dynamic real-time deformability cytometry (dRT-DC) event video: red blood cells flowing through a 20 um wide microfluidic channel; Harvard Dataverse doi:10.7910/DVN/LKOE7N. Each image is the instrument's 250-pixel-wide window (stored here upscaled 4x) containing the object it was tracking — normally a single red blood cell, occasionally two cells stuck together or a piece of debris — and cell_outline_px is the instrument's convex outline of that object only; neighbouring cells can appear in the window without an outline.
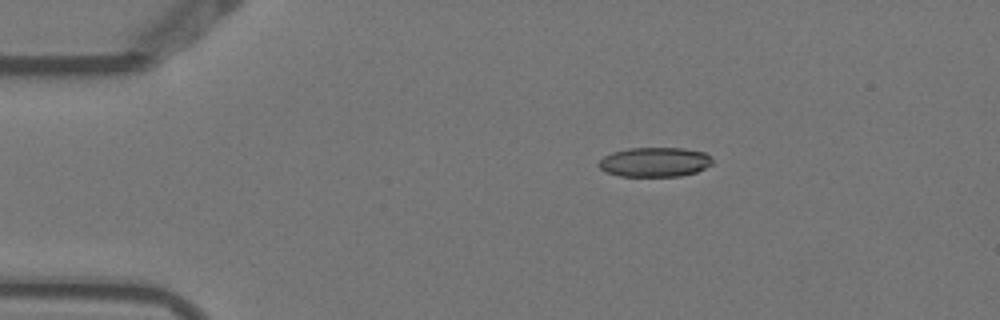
{"species": "Egyptian fruit bat (a non-hibernating species)", "species_latin": "Rousettus aegyptiacus", "temperature_condition": "warm", "stored_images_in_passage": 4, "camera_frame_rate_fps": 3000, "um_per_image_px": 0.085, "animal": {"sex": "female"}, "frame": {"image": 1, "passage_image": 1, "time_ms": 0.0, "image_size_px": [1000, 320], "cell_outline_px": [[712, 164], [696, 172], [680, 176], [620, 176], [604, 172], [596, 164], [604, 156], [612, 152], [628, 148], [684, 148], [704, 152], [712, 160]], "centroid_in_image_um": [55.61, 13.77], "position_along_channel_um": 29.4, "area_um2": 19.59}}
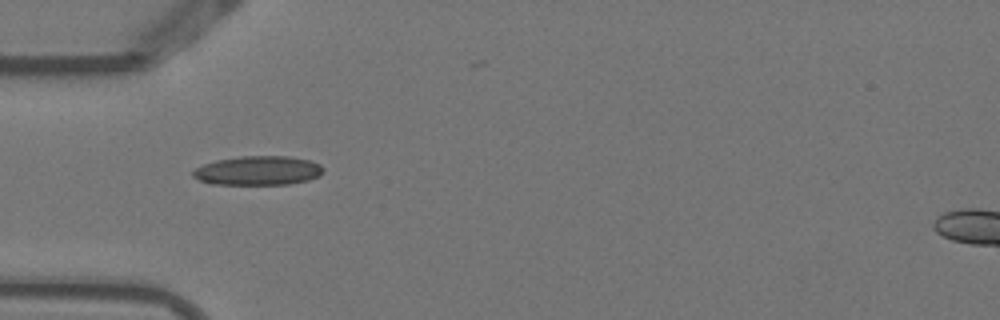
{"frame": {"image": 2, "passage_image": 3, "time_ms": 0.667, "image_size_px": [1000, 320], "cell_outline_px": [[324, 168], [320, 176], [308, 180], [288, 184], [212, 184], [200, 180], [192, 176], [192, 172], [196, 168], [204, 164], [216, 160], [240, 156], [288, 156], [312, 160], [320, 164]], "centroid_in_image_um": [21.96, 14.49], "position_along_channel_um": 63.0, "area_um2": 22.2}}
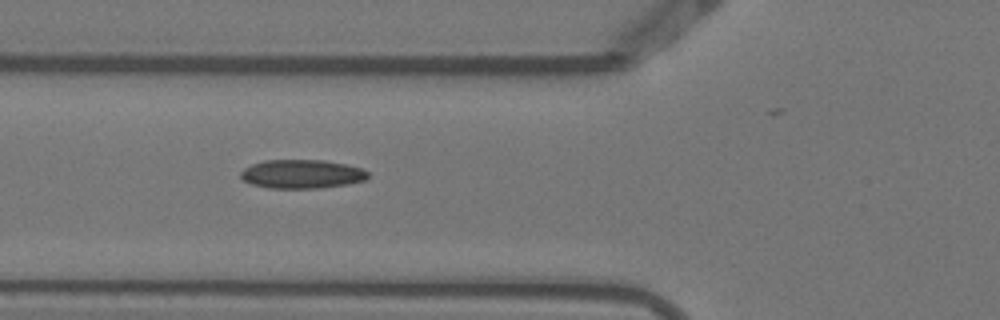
{"frame": {"image": 3, "passage_image": 4, "time_ms": 1.0, "image_size_px": [1000, 320], "cell_outline_px": [[368, 176], [364, 180], [348, 184], [320, 188], [268, 188], [252, 184], [244, 180], [240, 176], [240, 172], [244, 168], [252, 164], [264, 160], [324, 160], [364, 168], [368, 172]], "centroid_in_image_um": [25.66, 14.79], "position_along_channel_um": 100.1, "area_um2": 21.39}}